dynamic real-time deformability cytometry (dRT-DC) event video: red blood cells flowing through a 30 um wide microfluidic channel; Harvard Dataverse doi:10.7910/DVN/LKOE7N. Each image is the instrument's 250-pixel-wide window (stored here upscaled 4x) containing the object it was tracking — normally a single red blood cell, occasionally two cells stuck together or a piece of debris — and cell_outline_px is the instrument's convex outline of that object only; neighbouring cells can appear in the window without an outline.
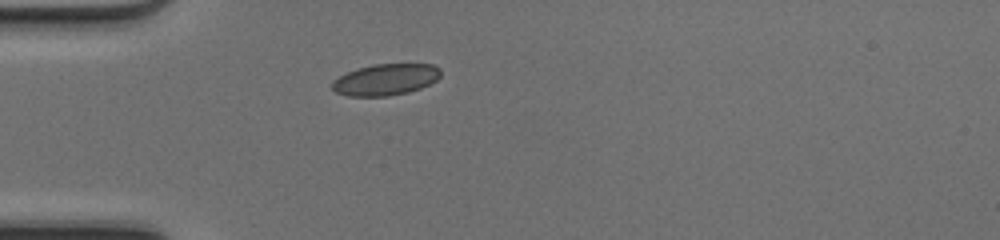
{"species": "common noctule bat (a hibernating species)", "species_latin": "Nyctalus noctula", "temperature_condition": "cold", "stored_images_in_passage": 35, "camera_frame_rate_fps": 3000, "um_per_image_px": 0.085, "animal": {"sex": "female", "body_mass_g": 17.0, "forearm_length_mm": 48.0}, "frame": {"image": 1, "passage_image": 1, "time_ms": 0.0, "image_size_px": [1000, 240], "cell_outline_px": [[440, 76], [436, 80], [420, 88], [408, 92], [388, 96], [348, 96], [336, 92], [332, 88], [332, 80], [356, 68], [372, 64], [432, 64], [440, 68]], "centroid_in_image_um": [32.76, 6.76], "position_along_channel_um": 52.2, "area_um2": 19.83}}
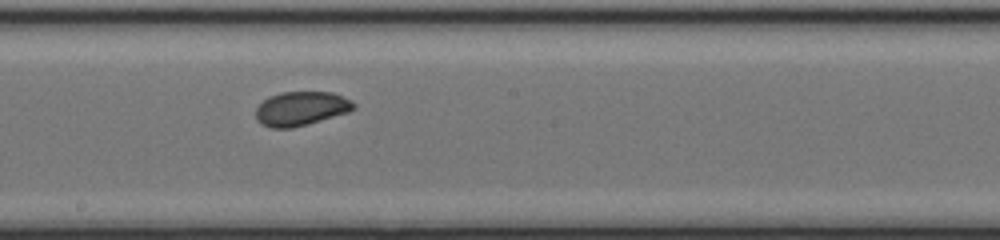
{"frame": {"image": 2, "passage_image": 14, "time_ms": 4.333, "image_size_px": [1000, 240], "cell_outline_px": [[356, 108], [348, 112], [308, 124], [292, 128], [272, 128], [256, 120], [256, 108], [268, 96], [280, 92], [332, 92], [352, 100], [356, 104]], "centroid_in_image_um": [25.6, 9.22], "position_along_channel_um": 222.6, "area_um2": 19.48}}
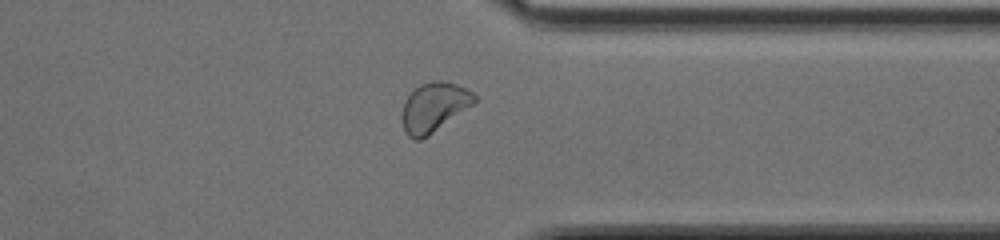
{"frame": {"image": 3, "passage_image": 25, "time_ms": 8.0, "image_size_px": [1000, 240], "cell_outline_px": [[476, 100], [472, 104], [428, 136], [420, 140], [412, 140], [404, 132], [400, 120], [400, 116], [404, 100], [420, 84], [432, 80], [440, 80], [456, 84], [472, 92], [476, 96]], "centroid_in_image_um": [36.81, 9.12], "position_along_channel_um": 374.6, "area_um2": 20.81}, "authors_computed_cell_mechanics": {"area_um2": 19.8254, "velocity_mm_per_s": 4.2121, "shape_relaxation_time_tau1_ms": 3.7114, "shape_relaxation_time_tau2_ms": 0.9559, "deformation_change_tau1": 0.0827, "deformation_change_tau2": 0.044}}